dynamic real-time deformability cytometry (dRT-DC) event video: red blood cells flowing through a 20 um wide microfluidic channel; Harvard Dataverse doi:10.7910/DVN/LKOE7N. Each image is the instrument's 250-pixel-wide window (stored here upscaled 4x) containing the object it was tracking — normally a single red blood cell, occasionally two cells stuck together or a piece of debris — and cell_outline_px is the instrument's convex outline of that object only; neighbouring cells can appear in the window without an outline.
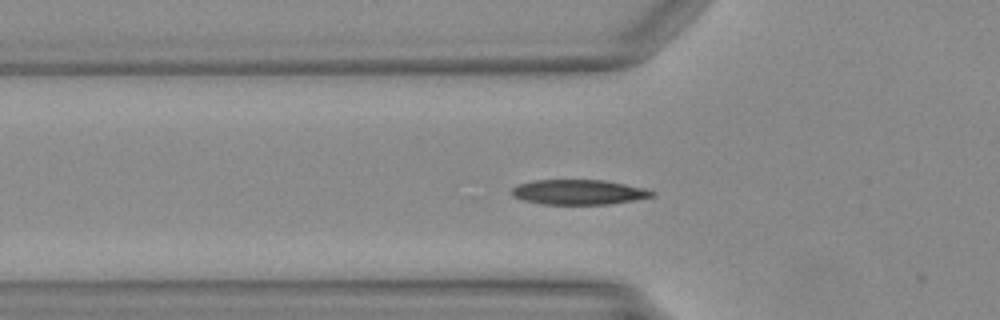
{"species": "Egyptian fruit bat (a non-hibernating species)", "species_latin": "Rousettus aegyptiacus", "temperature_condition": "warm", "stored_images_in_passage": 32, "camera_frame_rate_fps": 3000, "um_per_image_px": 0.085, "animal": {"sex": "female"}, "frame": {"image": 1, "passage_image": 2, "time_ms": 0.333, "image_size_px": [1000, 320], "cell_outline_px": [[656, 196], [608, 204], [544, 204], [520, 200], [512, 196], [508, 192], [512, 188], [520, 184], [532, 180], [604, 180], [644, 188], [656, 192]], "centroid_in_image_um": [49.14, 16.33], "position_along_channel_um": 76.7, "area_um2": 20.46}}
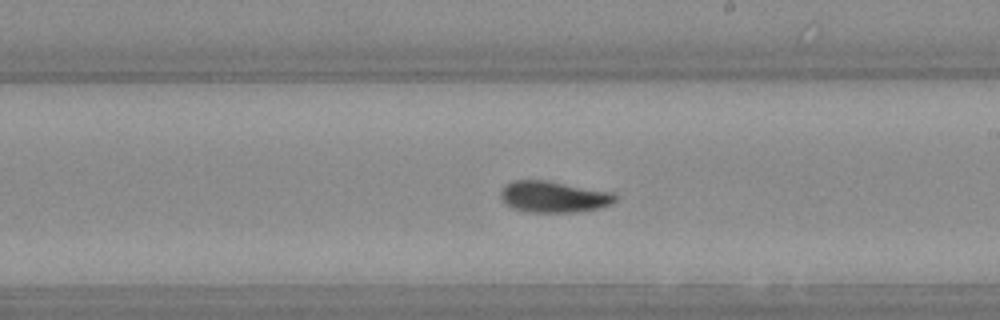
{"frame": {"image": 2, "passage_image": 14, "time_ms": 4.333, "image_size_px": [1000, 320], "cell_outline_px": [[616, 200], [600, 208], [576, 212], [528, 212], [512, 208], [504, 204], [500, 200], [500, 192], [504, 184], [512, 180], [544, 180], [612, 192], [616, 196]], "centroid_in_image_um": [46.98, 16.73], "position_along_channel_um": 242.0, "area_um2": 20.98}}
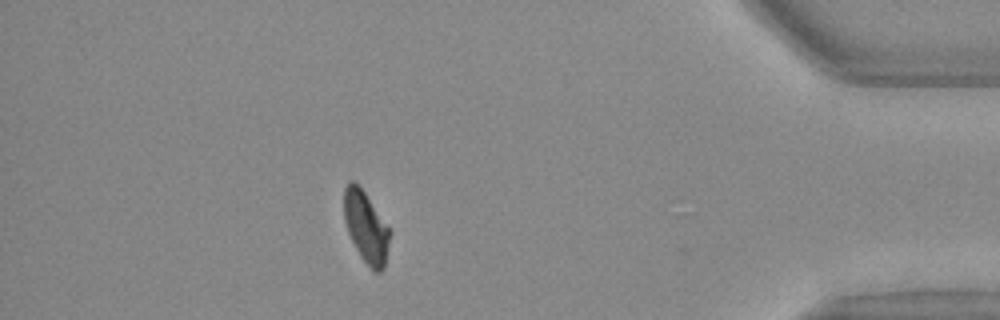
{"frame": {"image": 3, "passage_image": 29, "time_ms": 9.333, "image_size_px": [1000, 320], "cell_outline_px": [[392, 232], [384, 268], [380, 272], [372, 272], [360, 256], [348, 232], [344, 220], [344, 188], [352, 180], [356, 180], [360, 184]], "centroid_in_image_um": [31.12, 19.3], "position_along_channel_um": 404.1, "area_um2": 19.36}}